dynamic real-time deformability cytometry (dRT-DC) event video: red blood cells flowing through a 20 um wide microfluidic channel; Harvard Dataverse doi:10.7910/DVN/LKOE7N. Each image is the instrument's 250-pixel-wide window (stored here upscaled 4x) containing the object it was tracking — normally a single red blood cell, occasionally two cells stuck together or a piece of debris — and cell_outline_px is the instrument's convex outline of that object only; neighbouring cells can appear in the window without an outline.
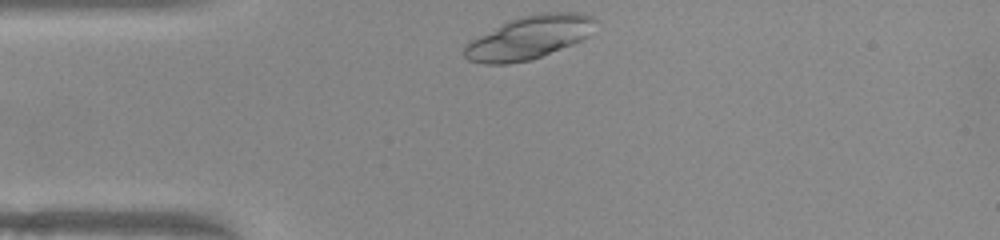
{"species": "common noctule bat (a hibernating species)", "species_latin": "Nyctalus noctula", "temperature_condition": "warm", "stored_images_in_passage": 33, "camera_frame_rate_fps": 3000, "um_per_image_px": 0.085, "animal": {"sex": "female", "body_mass_g": 22.0, "forearm_length_mm": 56.7}, "frame": {"image": 1, "passage_image": 1, "time_ms": 0.0, "image_size_px": [1000, 240], "cell_outline_px": [[596, 20], [588, 36], [572, 44], [540, 56], [528, 60], [508, 64], [484, 64], [468, 60], [460, 52], [464, 44], [508, 20], [520, 16], [540, 12], [580, 12], [592, 16]], "centroid_in_image_um": [44.91, 3.18], "position_along_channel_um": 40.1, "area_um2": 32.95}}